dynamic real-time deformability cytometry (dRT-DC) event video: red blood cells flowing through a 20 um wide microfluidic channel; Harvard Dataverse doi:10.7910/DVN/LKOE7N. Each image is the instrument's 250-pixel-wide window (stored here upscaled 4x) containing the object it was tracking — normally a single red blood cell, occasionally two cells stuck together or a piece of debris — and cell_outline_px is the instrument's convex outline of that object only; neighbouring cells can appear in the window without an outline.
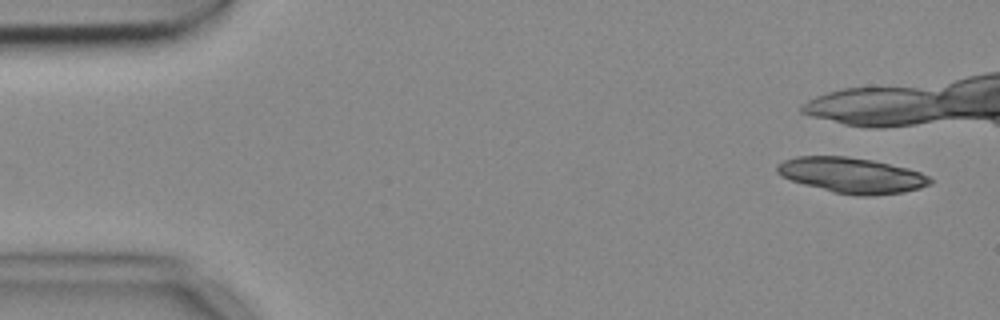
{"species": "common noctule bat (a hibernating species)", "species_latin": "Nyctalus noctula", "temperature_condition": "cold", "stored_images_in_passage": 10, "camera_frame_rate_fps": 3000, "um_per_image_px": 0.085, "animal": {"sex": "female", "body_mass_g": 18.4}, "frame": {"image": 1, "passage_image": 1, "time_ms": 0.0, "image_size_px": [1000, 320], "cell_outline_px": [[932, 184], [920, 188], [904, 192], [872, 196], [856, 196], [832, 192], [804, 184], [792, 180], [776, 172], [776, 164], [784, 160], [796, 156], [848, 156], [872, 160], [908, 168], [920, 172], [928, 176], [932, 180]], "centroid_in_image_um": [72.41, 14.9], "position_along_channel_um": 12.6, "area_um2": 31.73}}
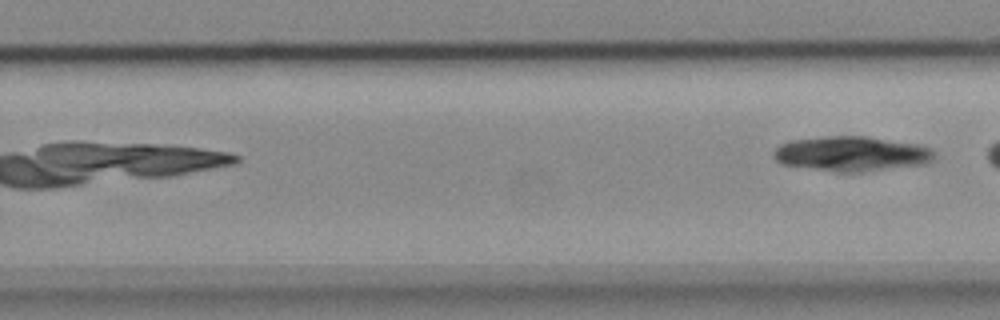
{"frame": {"image": 2, "passage_image": 10, "time_ms": 3.0, "image_size_px": [1000, 320], "cell_outline_px": [[936, 156], [928, 164], [864, 172], [836, 172], [780, 164], [772, 156], [772, 152], [780, 144], [788, 140], [824, 136], [864, 136], [920, 144], [932, 148], [936, 152]], "centroid_in_image_um": [72.4, 13.07], "position_along_channel_um": 257.4, "area_um2": 33.35}}